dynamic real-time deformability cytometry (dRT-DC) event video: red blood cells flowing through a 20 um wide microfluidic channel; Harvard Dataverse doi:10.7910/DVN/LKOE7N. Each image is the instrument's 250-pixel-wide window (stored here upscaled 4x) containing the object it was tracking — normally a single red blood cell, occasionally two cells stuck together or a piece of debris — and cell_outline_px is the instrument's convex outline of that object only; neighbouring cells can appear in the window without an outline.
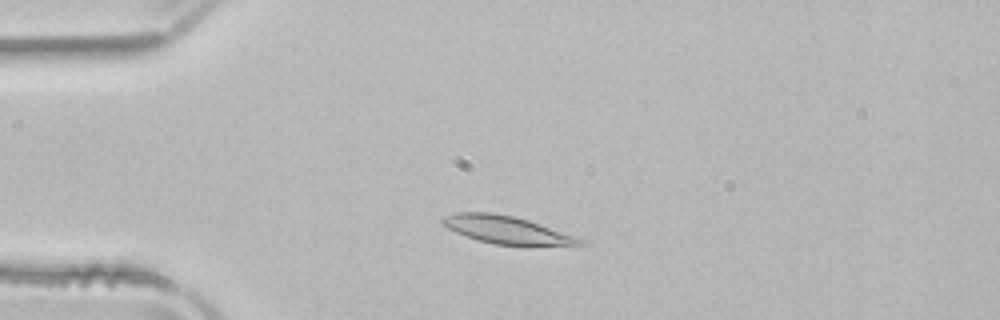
{"species": "common noctule bat (a hibernating species)", "species_latin": "Nyctalus noctula", "temperature_condition": "room temperature", "stored_images_in_passage": 1, "camera_frame_rate_fps": 3000, "um_per_image_px": 0.085, "animal": {"sex": "male", "body_mass_g": 21.5, "forearm_length_mm": 52.0}, "frame": {"image": 1, "passage_image": 1, "time_ms": 0.0, "image_size_px": [1000, 320], "cell_outline_px": [[584, 244], [528, 248], [524, 248], [496, 244], [476, 240], [456, 232], [448, 228], [440, 220], [444, 216], [456, 212], [492, 212], [512, 216], [528, 220], [540, 224], [584, 240]], "centroid_in_image_um": [43.09, 19.58], "position_along_channel_um": 41.9, "area_um2": 22.66}}